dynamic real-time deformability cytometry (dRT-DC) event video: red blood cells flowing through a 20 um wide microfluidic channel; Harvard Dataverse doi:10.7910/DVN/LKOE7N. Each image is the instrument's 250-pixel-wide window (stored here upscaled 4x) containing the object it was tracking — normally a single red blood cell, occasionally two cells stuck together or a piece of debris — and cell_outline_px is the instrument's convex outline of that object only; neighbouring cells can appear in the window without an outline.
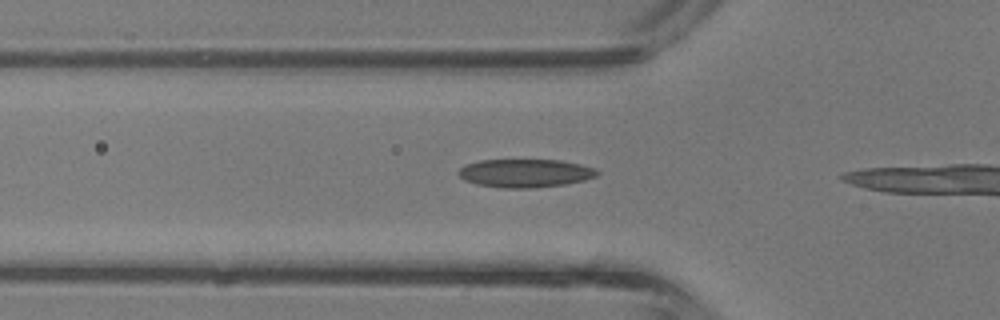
{"species": "common noctule bat (a hibernating species)", "species_latin": "Nyctalus noctula", "temperature_condition": "room temperature", "stored_images_in_passage": 4, "camera_frame_rate_fps": 3000, "um_per_image_px": 0.085, "animal": {"sex": "male", "body_mass_g": 13.3}, "frame": {"image": 1, "passage_image": 2, "time_ms": 0.333, "image_size_px": [1000, 320], "cell_outline_px": [[600, 172], [596, 176], [584, 180], [564, 184], [536, 188], [504, 188], [476, 184], [464, 180], [456, 172], [464, 164], [480, 160], [560, 160], [580, 164], [596, 168]], "centroid_in_image_um": [44.62, 14.72], "position_along_channel_um": 81.2, "area_um2": 23.0}}